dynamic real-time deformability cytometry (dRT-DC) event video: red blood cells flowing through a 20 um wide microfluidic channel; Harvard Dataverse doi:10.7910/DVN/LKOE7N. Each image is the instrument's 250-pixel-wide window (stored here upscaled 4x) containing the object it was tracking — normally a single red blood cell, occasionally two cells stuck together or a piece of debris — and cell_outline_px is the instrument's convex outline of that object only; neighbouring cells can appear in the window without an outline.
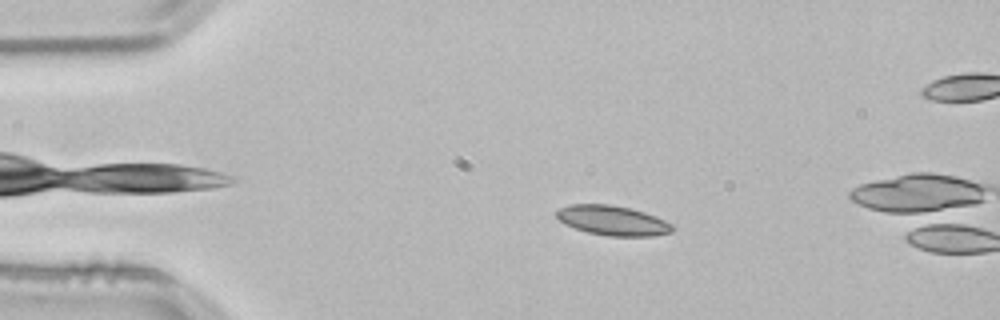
{"species": "common noctule bat (a hibernating species)", "species_latin": "Nyctalus noctula", "temperature_condition": "room temperature", "stored_images_in_passage": 16, "camera_frame_rate_fps": 3000, "um_per_image_px": 0.085, "animal": {"sex": "male", "body_mass_g": 21.5, "forearm_length_mm": 52.0}, "frame": {"image": 1, "passage_image": 10, "time_ms": 3.0, "image_size_px": [1000, 320], "cell_outline_px": [[672, 232], [652, 236], [608, 236], [588, 232], [576, 228], [560, 220], [556, 216], [556, 208], [568, 204], [608, 204], [632, 208], [656, 216], [672, 224]], "centroid_in_image_um": [52.06, 18.73], "position_along_channel_um": 32.9, "area_um2": 20.06}}